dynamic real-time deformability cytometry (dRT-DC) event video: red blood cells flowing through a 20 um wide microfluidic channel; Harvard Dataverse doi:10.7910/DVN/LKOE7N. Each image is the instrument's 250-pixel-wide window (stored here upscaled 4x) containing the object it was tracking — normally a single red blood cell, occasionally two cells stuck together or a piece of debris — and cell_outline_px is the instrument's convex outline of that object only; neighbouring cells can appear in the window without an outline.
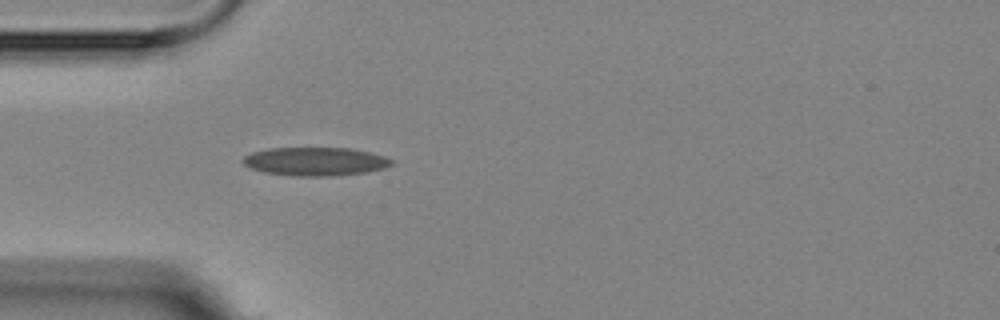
{"species": "Egyptian fruit bat (a non-hibernating species)", "species_latin": "Rousettus aegyptiacus", "temperature_condition": "room temperature", "stored_images_in_passage": 3, "camera_frame_rate_fps": 3000, "um_per_image_px": 0.085, "animal": {"sex": "female"}, "frame": {"image": 1, "passage_image": 3, "time_ms": 2.333, "image_size_px": [1000, 320], "cell_outline_px": [[392, 164], [384, 168], [368, 172], [332, 176], [296, 176], [264, 172], [248, 168], [240, 160], [244, 156], [252, 152], [268, 148], [348, 148], [368, 152], [384, 156], [392, 160]], "centroid_in_image_um": [26.75, 13.73], "position_along_channel_um": 58.2, "area_um2": 24.68}}